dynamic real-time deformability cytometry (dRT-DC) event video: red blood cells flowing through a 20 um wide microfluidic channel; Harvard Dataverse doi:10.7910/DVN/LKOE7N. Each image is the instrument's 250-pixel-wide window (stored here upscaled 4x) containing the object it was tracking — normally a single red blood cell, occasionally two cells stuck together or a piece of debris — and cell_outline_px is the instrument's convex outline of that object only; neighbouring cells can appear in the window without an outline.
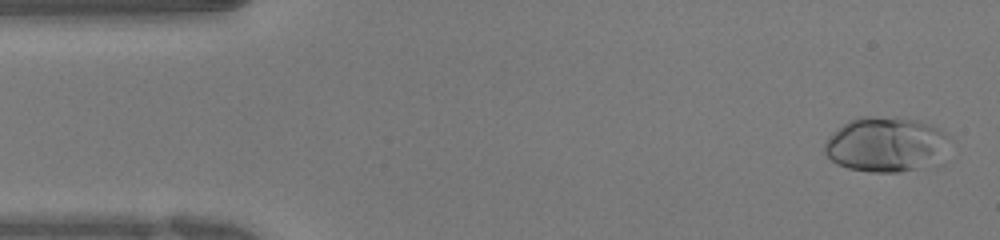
{"species": "human", "species_latin": "Homo sapiens", "temperature_condition": "warm", "stored_images_in_passage": 50, "camera_frame_rate_fps": 3000, "um_per_image_px": 0.085, "donor": {"sex": "female"}, "frame": {"image": 1, "passage_image": 2, "time_ms": 0.333, "image_size_px": [1000, 240], "cell_outline_px": [[952, 140], [916, 168], [900, 172], [868, 172], [848, 168], [836, 164], [824, 152], [824, 144], [832, 132], [848, 120], [856, 116], [876, 116], [920, 120], [940, 128], [952, 136]], "centroid_in_image_um": [75.17, 12.22], "position_along_channel_um": 9.8, "area_um2": 39.13}}
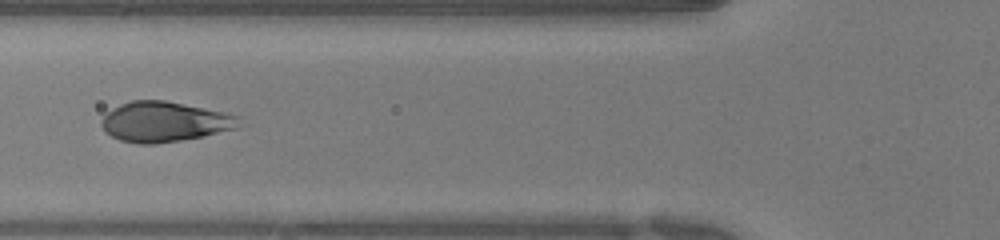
{"frame": {"image": 2, "passage_image": 18, "time_ms": 5.667, "image_size_px": [1000, 240], "cell_outline_px": [[240, 128], [204, 136], [156, 144], [140, 144], [120, 140], [104, 132], [100, 124], [100, 120], [112, 108], [120, 104], [132, 100], [164, 100], [224, 112], [240, 116]], "centroid_in_image_um": [13.98, 10.35], "position_along_channel_um": 111.8, "area_um2": 32.37}}
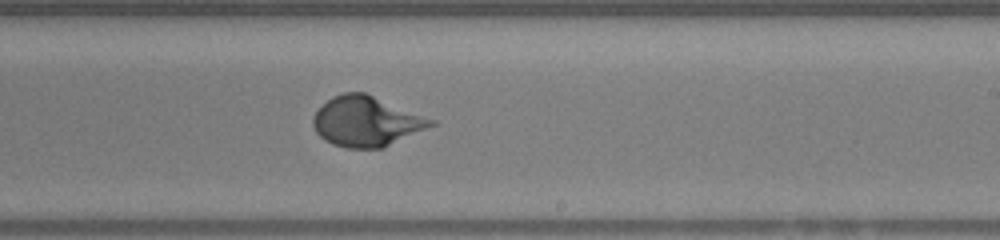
{"frame": {"image": 3, "passage_image": 29, "time_ms": 9.333, "image_size_px": [1000, 240], "cell_outline_px": [[436, 124], [384, 148], [348, 148], [332, 144], [324, 140], [316, 132], [312, 124], [312, 116], [332, 96], [344, 92], [364, 92], [436, 120]], "centroid_in_image_um": [31.14, 10.32], "position_along_channel_um": 257.9, "area_um2": 34.33}, "authors_computed_cell_mechanics": {"area_um2": 33.4951, "velocity_mm_per_s": 3.9891, "shape_relaxation_time_tau1_ms": 3.6768, "shape_relaxation_time_tau2_ms": null, "deformation_change_tau1": 0.2215, "deformation_change_tau2": null}}